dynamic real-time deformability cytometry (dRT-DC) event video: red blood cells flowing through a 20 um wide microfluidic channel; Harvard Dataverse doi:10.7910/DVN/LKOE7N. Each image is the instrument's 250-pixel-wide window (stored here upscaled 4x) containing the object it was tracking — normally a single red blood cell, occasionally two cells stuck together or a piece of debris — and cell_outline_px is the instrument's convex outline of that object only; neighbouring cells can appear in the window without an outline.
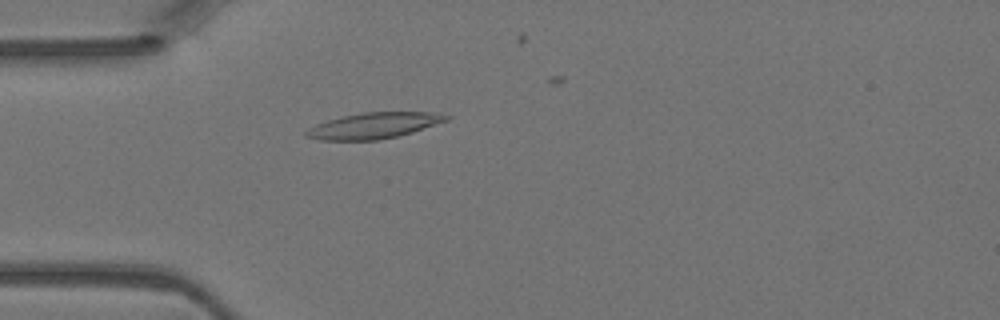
{"species": "Egyptian fruit bat (a non-hibernating species)", "species_latin": "Rousettus aegyptiacus", "temperature_condition": "warm", "stored_images_in_passage": 3, "camera_frame_rate_fps": 3000, "um_per_image_px": 0.085, "animal": {"sex": "female"}, "frame": {"image": 1, "passage_image": 3, "time_ms": 0.667, "image_size_px": [1000, 320], "cell_outline_px": [[452, 116], [448, 120], [412, 132], [380, 140], [320, 140], [304, 136], [304, 132], [308, 128], [316, 124], [328, 120], [360, 112], [428, 112]], "centroid_in_image_um": [31.74, 10.68], "position_along_channel_um": 53.3, "area_um2": 21.04}}